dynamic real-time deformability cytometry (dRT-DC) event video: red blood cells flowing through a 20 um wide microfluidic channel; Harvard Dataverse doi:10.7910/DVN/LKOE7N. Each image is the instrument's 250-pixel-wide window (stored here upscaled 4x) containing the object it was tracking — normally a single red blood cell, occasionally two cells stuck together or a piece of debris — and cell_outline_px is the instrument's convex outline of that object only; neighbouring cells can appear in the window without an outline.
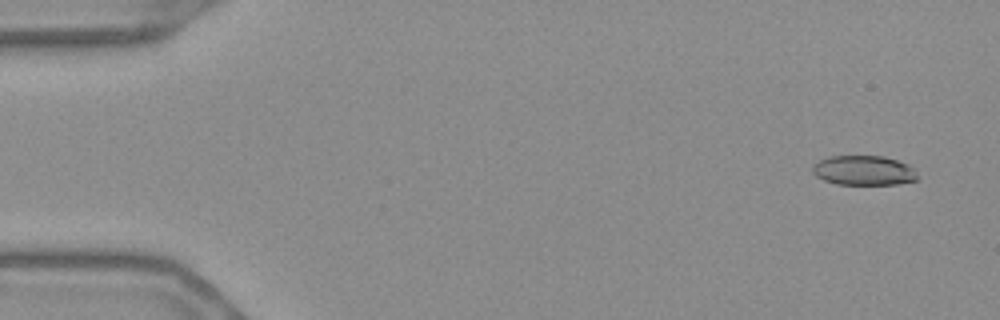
{"species": "Egyptian fruit bat (a non-hibernating species)", "species_latin": "Rousettus aegyptiacus", "temperature_condition": "warm", "stored_images_in_passage": 15, "camera_frame_rate_fps": 3000, "um_per_image_px": 0.085, "frame": {"image": 1, "passage_image": 3, "time_ms": 0.667, "image_size_px": [1000, 320], "cell_outline_px": [[916, 180], [896, 184], [836, 184], [824, 180], [816, 176], [812, 172], [812, 164], [828, 156], [884, 156], [908, 164], [916, 168]], "centroid_in_image_um": [73.4, 14.48], "position_along_channel_um": 11.6, "area_um2": 18.21}}